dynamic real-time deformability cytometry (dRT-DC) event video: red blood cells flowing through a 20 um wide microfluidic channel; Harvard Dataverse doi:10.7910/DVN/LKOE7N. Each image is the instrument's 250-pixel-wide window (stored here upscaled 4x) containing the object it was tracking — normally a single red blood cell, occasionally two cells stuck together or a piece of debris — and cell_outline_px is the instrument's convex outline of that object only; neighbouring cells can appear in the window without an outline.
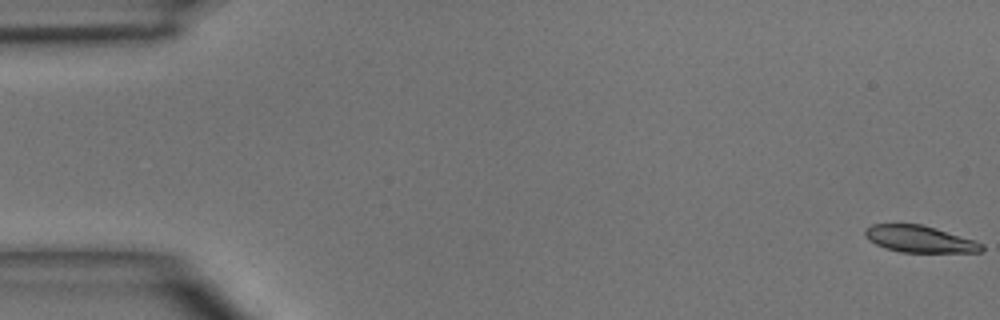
{"species": "common noctule bat (a hibernating species)", "species_latin": "Nyctalus noctula", "temperature_condition": "room temperature", "stored_images_in_passage": 5, "camera_frame_rate_fps": 3000, "um_per_image_px": 0.085, "animal": {"sex": "male", "body_mass_g": 15.6}, "frame": {"image": 1, "passage_image": 1, "time_ms": 0.0, "image_size_px": [1000, 320], "cell_outline_px": [[984, 252], [900, 252], [884, 248], [868, 240], [864, 236], [864, 228], [872, 224], [920, 224], [936, 228], [976, 240], [984, 244]], "centroid_in_image_um": [78.17, 20.32], "position_along_channel_um": 6.8, "area_um2": 18.44}}
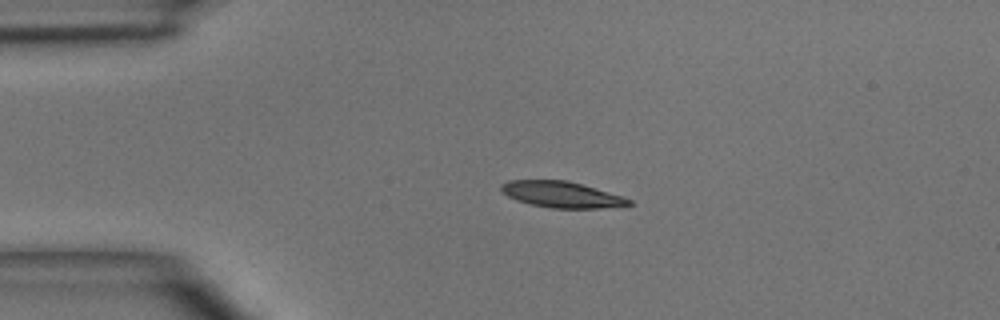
{"frame": {"image": 2, "passage_image": 4, "time_ms": 3.333, "image_size_px": [1000, 320], "cell_outline_px": [[632, 204], [600, 208], [552, 208], [532, 204], [516, 200], [508, 196], [500, 188], [500, 184], [508, 180], [568, 180], [620, 196], [632, 200]], "centroid_in_image_um": [47.68, 16.52], "position_along_channel_um": 37.3, "area_um2": 19.07}}